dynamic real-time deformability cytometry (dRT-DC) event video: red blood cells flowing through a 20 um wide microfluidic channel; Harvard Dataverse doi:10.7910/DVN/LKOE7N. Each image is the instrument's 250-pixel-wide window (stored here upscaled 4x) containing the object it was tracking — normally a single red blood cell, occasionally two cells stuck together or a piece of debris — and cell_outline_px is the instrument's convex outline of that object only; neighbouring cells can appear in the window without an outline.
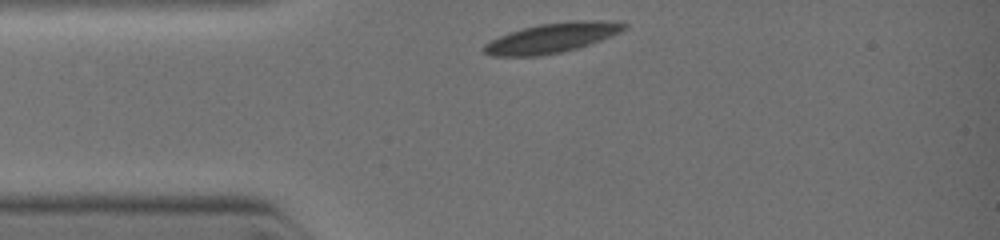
{"species": "common noctule bat (a hibernating species)", "species_latin": "Nyctalus noctula", "temperature_condition": "warm", "stored_images_in_passage": 6, "camera_frame_rate_fps": 3000, "um_per_image_px": 0.085, "animal": {"sex": "female", "body_mass_g": 19.0, "forearm_length_mm": 51.5}, "frame": {"image": 1, "passage_image": 1, "time_ms": 0.0, "image_size_px": [1000, 240], "cell_outline_px": [[628, 28], [620, 32], [588, 44], [576, 48], [560, 52], [536, 56], [492, 56], [484, 52], [484, 44], [508, 32], [540, 24], [568, 20], [612, 20], [628, 24]], "centroid_in_image_um": [46.95, 3.2], "position_along_channel_um": 38.1, "area_um2": 24.16}}
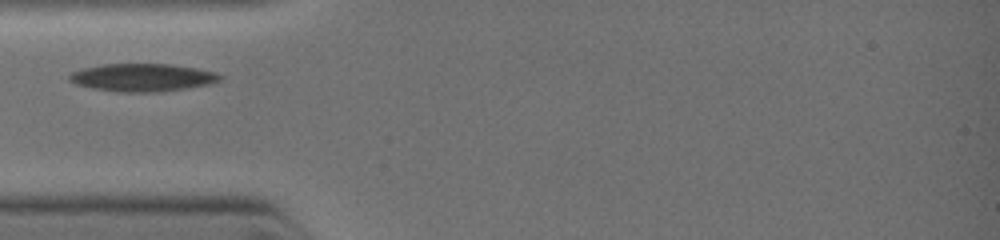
{"frame": {"image": 2, "passage_image": 3, "time_ms": 1.0, "image_size_px": [1000, 240], "cell_outline_px": [[224, 76], [220, 80], [208, 84], [184, 88], [148, 92], [120, 92], [96, 88], [76, 84], [68, 80], [68, 76], [72, 72], [84, 68], [104, 64], [168, 64], [196, 68], [216, 72]], "centroid_in_image_um": [12.11, 6.57], "position_along_channel_um": 72.9, "area_um2": 23.99}}